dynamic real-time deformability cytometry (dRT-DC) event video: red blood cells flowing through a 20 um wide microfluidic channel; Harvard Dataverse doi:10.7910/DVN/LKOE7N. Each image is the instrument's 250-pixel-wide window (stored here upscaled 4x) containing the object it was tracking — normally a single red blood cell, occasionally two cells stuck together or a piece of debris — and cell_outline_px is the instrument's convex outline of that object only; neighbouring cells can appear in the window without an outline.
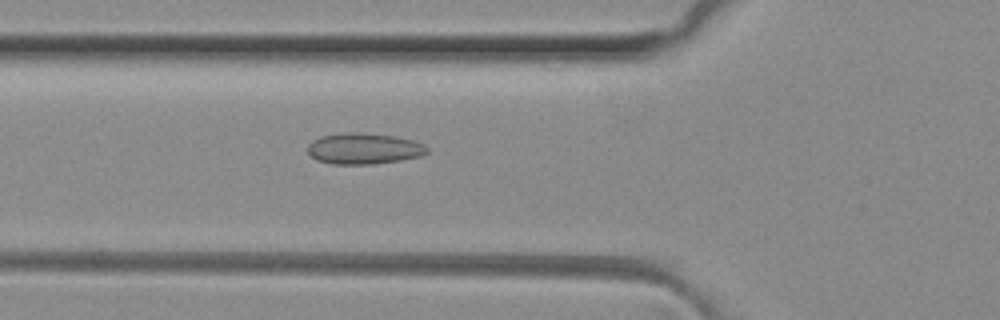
{"species": "common noctule bat (a hibernating species)", "species_latin": "Nyctalus noctula", "temperature_condition": "room temperature", "stored_images_in_passage": 46, "camera_frame_rate_fps": 3000, "um_per_image_px": 0.085, "animal": {"sex": "female", "body_mass_g": 29.2, "forearm_length_mm": 56.3}, "frame": {"image": 1, "passage_image": 14, "time_ms": 4.333, "image_size_px": [1000, 320], "cell_outline_px": [[428, 152], [420, 156], [400, 160], [372, 164], [332, 164], [316, 160], [308, 152], [308, 144], [312, 140], [320, 136], [344, 132], [360, 132], [392, 136], [412, 140], [424, 144], [428, 148]], "centroid_in_image_um": [30.9, 12.63], "position_along_channel_um": 94.9, "area_um2": 21.62}}
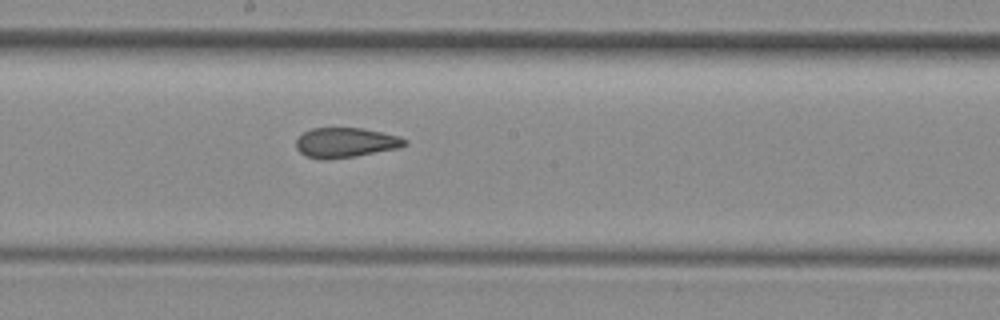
{"frame": {"image": 2, "passage_image": 23, "time_ms": 7.333, "image_size_px": [1000, 320], "cell_outline_px": [[408, 144], [400, 148], [356, 156], [324, 160], [320, 160], [304, 156], [296, 148], [296, 140], [304, 132], [312, 128], [364, 128], [400, 136], [408, 140]], "centroid_in_image_um": [29.4, 12.13], "position_along_channel_um": 218.8, "area_um2": 19.19}}
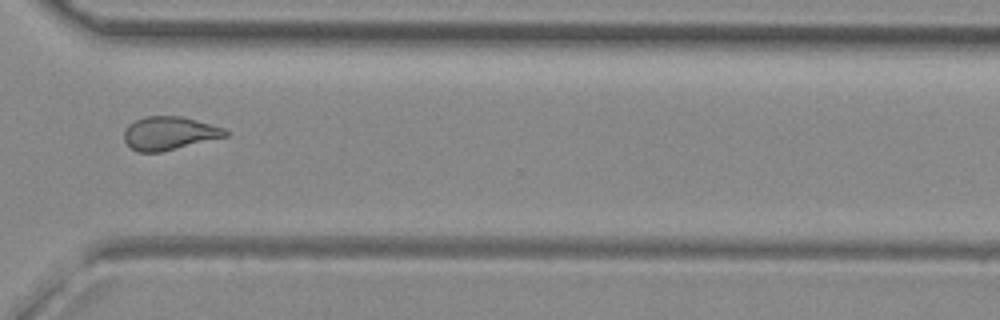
{"frame": {"image": 3, "passage_image": 33, "time_ms": 10.667, "image_size_px": [1000, 320], "cell_outline_px": [[228, 136], [160, 152], [136, 152], [124, 140], [124, 132], [128, 124], [144, 116], [184, 116], [224, 128], [228, 132]], "centroid_in_image_um": [14.38, 11.32], "position_along_channel_um": 356.2, "area_um2": 19.65}, "authors_computed_cell_mechanics": {"area_um2": 20.0855, "velocity_mm_per_s": 4.1189, "shape_relaxation_time_tau1_ms": null, "shape_relaxation_time_tau2_ms": 2.0468, "deformation_change_tau1": null, "deformation_change_tau2": 0.0808}}